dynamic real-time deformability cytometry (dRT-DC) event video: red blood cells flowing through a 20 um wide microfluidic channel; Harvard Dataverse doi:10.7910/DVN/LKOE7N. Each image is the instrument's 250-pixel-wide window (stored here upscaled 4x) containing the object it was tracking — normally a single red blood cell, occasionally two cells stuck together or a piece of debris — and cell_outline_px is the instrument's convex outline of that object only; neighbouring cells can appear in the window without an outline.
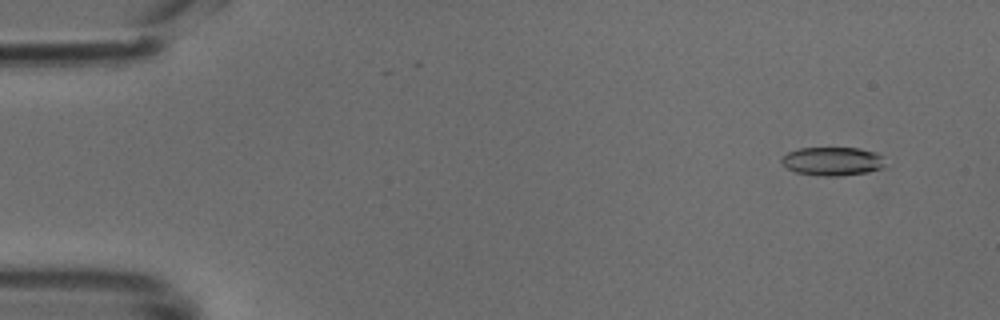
{"species": "common noctule bat (a hibernating species)", "species_latin": "Nyctalus noctula", "temperature_condition": "cold", "stored_images_in_passage": 49, "camera_frame_rate_fps": 3000, "um_per_image_px": 0.085, "animal": {"sex": "male", "body_mass_g": 18.8}, "frame": {"image": 1, "passage_image": 4, "time_ms": 1.0, "image_size_px": [1000, 320], "cell_outline_px": [[884, 168], [868, 172], [840, 176], [824, 176], [796, 172], [780, 164], [780, 160], [788, 152], [800, 148], [860, 148], [876, 152], [884, 156]], "centroid_in_image_um": [70.79, 13.7], "position_along_channel_um": 14.2, "area_um2": 17.4}}
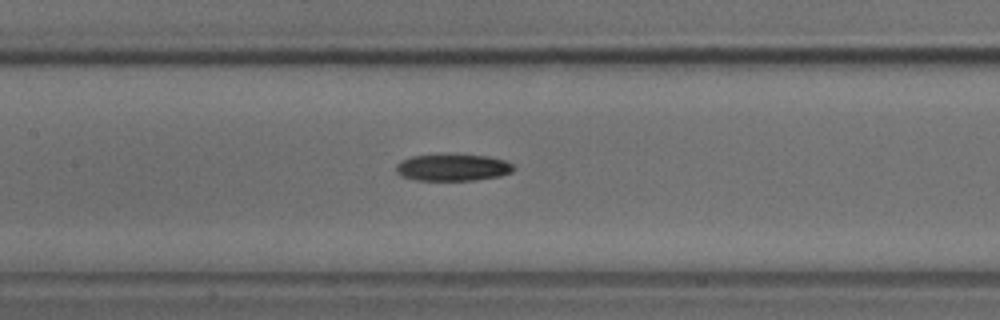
{"frame": {"image": 2, "passage_image": 23, "time_ms": 7.333, "image_size_px": [1000, 320], "cell_outline_px": [[516, 168], [512, 172], [500, 176], [476, 180], [416, 180], [400, 176], [396, 172], [396, 164], [400, 160], [412, 156], [448, 152], [488, 156], [504, 160], [512, 164]], "centroid_in_image_um": [38.46, 14.2], "position_along_channel_um": 168.9, "area_um2": 19.13}}
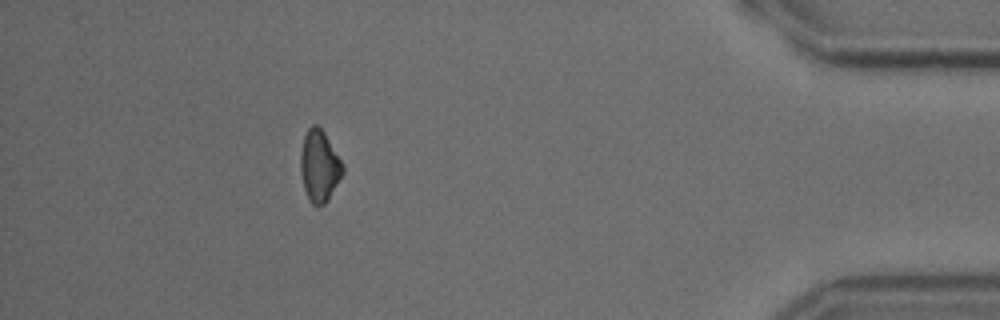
{"frame": {"image": 3, "passage_image": 44, "time_ms": 14.333, "image_size_px": [1000, 320], "cell_outline_px": [[344, 172], [328, 200], [324, 204], [312, 204], [304, 188], [300, 172], [300, 156], [304, 136], [308, 128], [312, 124], [316, 124], [324, 132], [344, 164]], "centroid_in_image_um": [27.15, 14.09], "position_along_channel_um": 408.0, "area_um2": 17.51}}